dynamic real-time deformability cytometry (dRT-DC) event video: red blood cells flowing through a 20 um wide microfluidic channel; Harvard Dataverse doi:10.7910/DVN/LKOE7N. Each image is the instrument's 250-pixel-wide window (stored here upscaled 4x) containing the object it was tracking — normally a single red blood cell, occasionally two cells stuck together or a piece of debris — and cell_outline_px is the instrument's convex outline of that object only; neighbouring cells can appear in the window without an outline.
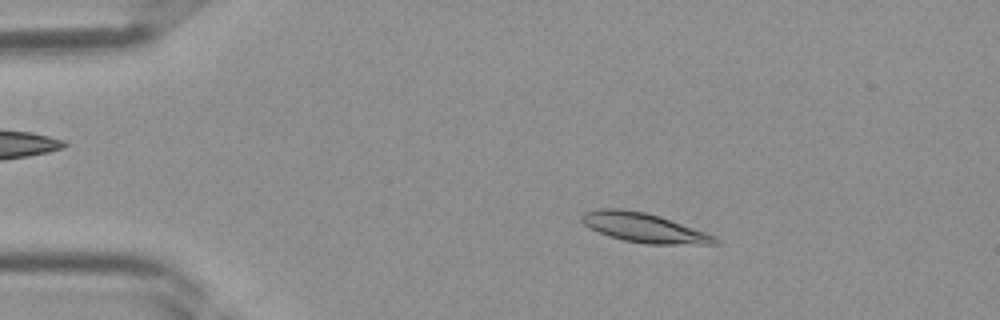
{"species": "Egyptian fruit bat (a non-hibernating species)", "species_latin": "Rousettus aegyptiacus", "temperature_condition": "room temperature", "stored_images_in_passage": 37, "camera_frame_rate_fps": 3000, "um_per_image_px": 0.085, "frame": {"image": 1, "passage_image": 6, "time_ms": 1.667, "image_size_px": [1000, 320], "cell_outline_px": [[720, 244], [648, 244], [624, 240], [608, 236], [588, 228], [580, 220], [580, 216], [584, 212], [596, 208], [620, 208], [644, 212], [660, 216], [716, 236], [720, 240]], "centroid_in_image_um": [54.7, 19.35], "position_along_channel_um": 30.3, "area_um2": 22.95}}
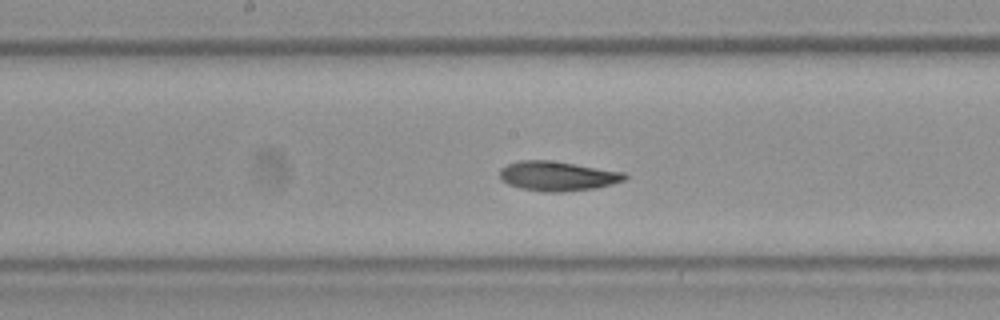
{"frame": {"image": 2, "passage_image": 19, "time_ms": 6.0, "image_size_px": [1000, 320], "cell_outline_px": [[628, 176], [624, 180], [612, 184], [596, 188], [560, 192], [544, 192], [520, 188], [508, 184], [500, 180], [500, 168], [508, 164], [520, 160], [552, 160], [624, 172]], "centroid_in_image_um": [47.37, 14.96], "position_along_channel_um": 200.8, "area_um2": 21.62}}
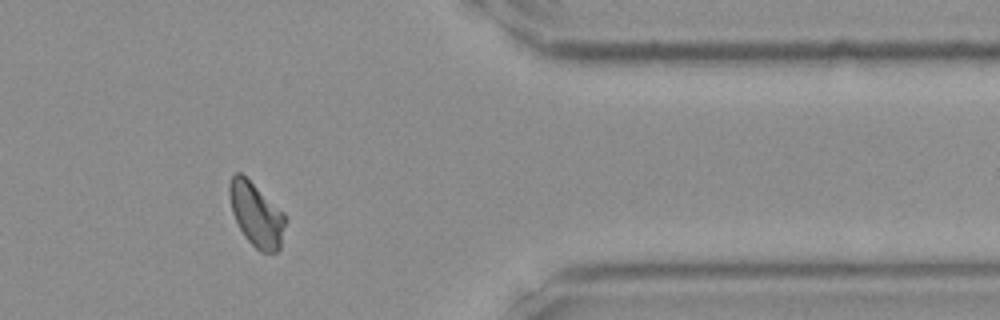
{"frame": {"image": 3, "passage_image": 31, "time_ms": 10.0, "image_size_px": [1000, 320], "cell_outline_px": [[288, 220], [280, 248], [276, 252], [260, 252], [244, 236], [232, 212], [228, 192], [228, 184], [232, 172], [240, 172], [284, 212]], "centroid_in_image_um": [21.8, 18.23], "position_along_channel_um": 389.6, "area_um2": 20.98}}